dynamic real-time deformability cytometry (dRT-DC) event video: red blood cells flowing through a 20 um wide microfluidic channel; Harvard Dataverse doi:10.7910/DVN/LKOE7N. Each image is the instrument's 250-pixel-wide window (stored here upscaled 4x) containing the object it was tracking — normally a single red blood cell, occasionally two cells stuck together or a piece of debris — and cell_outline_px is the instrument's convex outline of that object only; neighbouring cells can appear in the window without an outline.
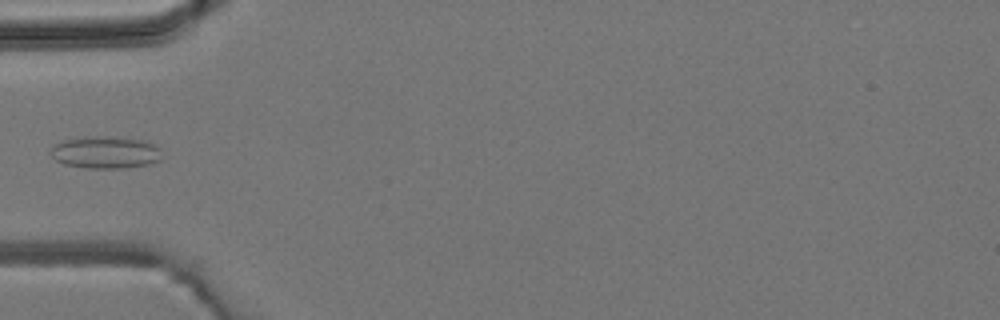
{"species": "common noctule bat (a hibernating species)", "species_latin": "Nyctalus noctula", "temperature_condition": "room temperature", "stored_images_in_passage": 3, "camera_frame_rate_fps": 3000, "um_per_image_px": 0.085, "animal": {"sex": "male", "body_mass_g": 19.2, "forearm_length_mm": 51.8}, "frame": {"image": 1, "passage_image": 3, "time_ms": 2.333, "image_size_px": [1000, 320], "cell_outline_px": [[160, 160], [148, 164], [120, 168], [88, 168], [64, 164], [56, 160], [48, 152], [56, 144], [64, 140], [84, 136], [112, 136], [144, 140], [160, 148]], "centroid_in_image_um": [8.94, 12.94], "position_along_channel_um": 76.1, "area_um2": 20.87}}